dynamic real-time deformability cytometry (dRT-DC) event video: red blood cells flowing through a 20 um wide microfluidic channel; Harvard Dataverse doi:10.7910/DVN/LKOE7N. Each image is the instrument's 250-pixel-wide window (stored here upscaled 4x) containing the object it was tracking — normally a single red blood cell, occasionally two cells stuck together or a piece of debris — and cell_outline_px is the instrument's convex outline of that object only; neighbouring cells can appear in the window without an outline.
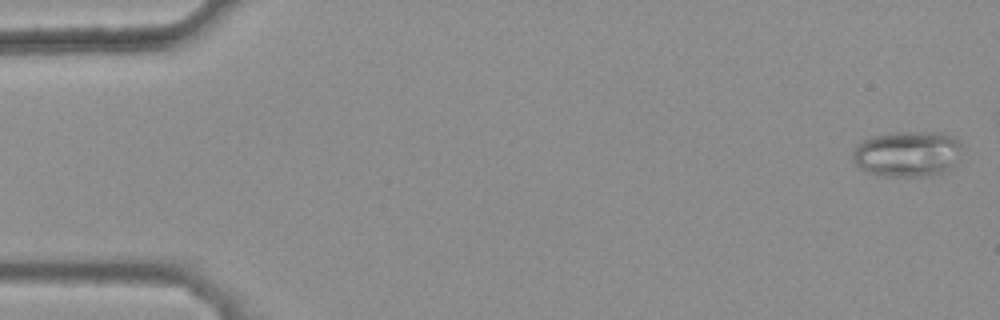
{"species": "common noctule bat (a hibernating species)", "species_latin": "Nyctalus noctula", "temperature_condition": "warm", "stored_images_in_passage": 48, "camera_frame_rate_fps": 3000, "um_per_image_px": 0.085, "animal": {"sex": "female", "body_mass_g": 25.1}, "frame": {"image": 1, "passage_image": 2, "time_ms": 0.333, "image_size_px": [1000, 320], "cell_outline_px": [[960, 144], [956, 164], [948, 172], [932, 176], [888, 176], [868, 172], [860, 168], [856, 164], [852, 156], [852, 152], [864, 140], [872, 136], [888, 132], [940, 132], [956, 136]], "centroid_in_image_um": [77.17, 13.07], "position_along_channel_um": 7.8, "area_um2": 29.36}}
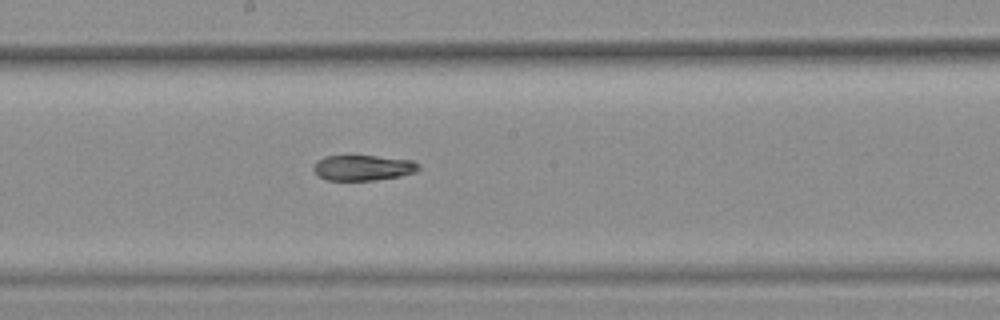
{"frame": {"image": 2, "passage_image": 29, "time_ms": 9.333, "image_size_px": [1000, 320], "cell_outline_px": [[420, 168], [416, 172], [400, 176], [376, 180], [324, 180], [312, 168], [316, 160], [324, 156], [376, 156], [412, 160], [420, 164]], "centroid_in_image_um": [30.86, 14.26], "position_along_channel_um": 217.3, "area_um2": 15.66}}
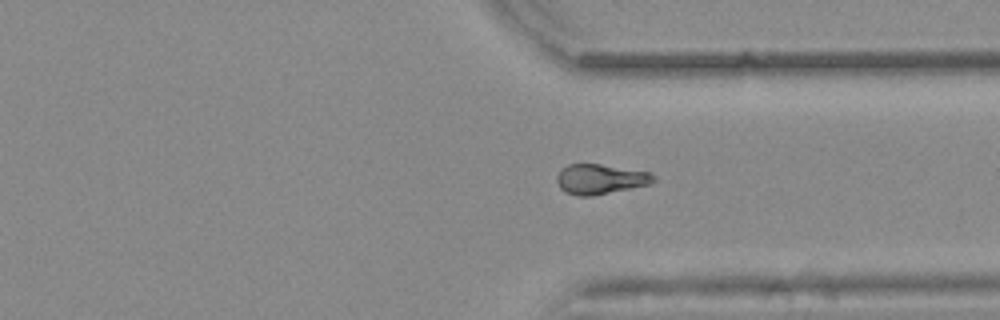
{"frame": {"image": 3, "passage_image": 40, "time_ms": 13.0, "image_size_px": [1000, 320], "cell_outline_px": [[656, 180], [648, 184], [632, 188], [592, 196], [576, 196], [564, 192], [560, 188], [556, 180], [556, 176], [560, 168], [568, 164], [600, 164], [652, 172]], "centroid_in_image_um": [50.99, 15.22], "position_along_channel_um": 360.4, "area_um2": 17.11}}